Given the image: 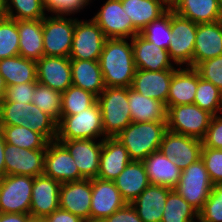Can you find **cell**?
I'll return each mask as SVG.
<instances>
[{"label": "cell", "mask_w": 222, "mask_h": 222, "mask_svg": "<svg viewBox=\"0 0 222 222\" xmlns=\"http://www.w3.org/2000/svg\"><path fill=\"white\" fill-rule=\"evenodd\" d=\"M98 61L105 87H131L136 71L131 39H106Z\"/></svg>", "instance_id": "6da1fadb"}, {"label": "cell", "mask_w": 222, "mask_h": 222, "mask_svg": "<svg viewBox=\"0 0 222 222\" xmlns=\"http://www.w3.org/2000/svg\"><path fill=\"white\" fill-rule=\"evenodd\" d=\"M167 122H131L115 138L119 140L132 161H143L160 149Z\"/></svg>", "instance_id": "7a4b0ae2"}, {"label": "cell", "mask_w": 222, "mask_h": 222, "mask_svg": "<svg viewBox=\"0 0 222 222\" xmlns=\"http://www.w3.org/2000/svg\"><path fill=\"white\" fill-rule=\"evenodd\" d=\"M101 109L103 132L106 137H116L131 122L128 88L105 87L97 97Z\"/></svg>", "instance_id": "3957f363"}, {"label": "cell", "mask_w": 222, "mask_h": 222, "mask_svg": "<svg viewBox=\"0 0 222 222\" xmlns=\"http://www.w3.org/2000/svg\"><path fill=\"white\" fill-rule=\"evenodd\" d=\"M104 139L101 109L96 102L75 115L61 116L56 140ZM102 137V138H101Z\"/></svg>", "instance_id": "277c9868"}, {"label": "cell", "mask_w": 222, "mask_h": 222, "mask_svg": "<svg viewBox=\"0 0 222 222\" xmlns=\"http://www.w3.org/2000/svg\"><path fill=\"white\" fill-rule=\"evenodd\" d=\"M71 14L51 13L43 18V46L45 56L69 57L77 18Z\"/></svg>", "instance_id": "5b68a950"}, {"label": "cell", "mask_w": 222, "mask_h": 222, "mask_svg": "<svg viewBox=\"0 0 222 222\" xmlns=\"http://www.w3.org/2000/svg\"><path fill=\"white\" fill-rule=\"evenodd\" d=\"M212 114L197 105H176L167 109V130L202 140Z\"/></svg>", "instance_id": "8992f818"}, {"label": "cell", "mask_w": 222, "mask_h": 222, "mask_svg": "<svg viewBox=\"0 0 222 222\" xmlns=\"http://www.w3.org/2000/svg\"><path fill=\"white\" fill-rule=\"evenodd\" d=\"M197 25L178 15L171 8V39L168 47L170 59L176 66L193 67V54Z\"/></svg>", "instance_id": "52a82bcc"}, {"label": "cell", "mask_w": 222, "mask_h": 222, "mask_svg": "<svg viewBox=\"0 0 222 222\" xmlns=\"http://www.w3.org/2000/svg\"><path fill=\"white\" fill-rule=\"evenodd\" d=\"M212 187L205 164L200 158L182 171L174 190L199 212L209 198Z\"/></svg>", "instance_id": "ba28073f"}, {"label": "cell", "mask_w": 222, "mask_h": 222, "mask_svg": "<svg viewBox=\"0 0 222 222\" xmlns=\"http://www.w3.org/2000/svg\"><path fill=\"white\" fill-rule=\"evenodd\" d=\"M33 177L5 175L0 178V213L30 214Z\"/></svg>", "instance_id": "9c48e42d"}, {"label": "cell", "mask_w": 222, "mask_h": 222, "mask_svg": "<svg viewBox=\"0 0 222 222\" xmlns=\"http://www.w3.org/2000/svg\"><path fill=\"white\" fill-rule=\"evenodd\" d=\"M106 39L101 28L92 18L89 21L77 18L69 58L99 60Z\"/></svg>", "instance_id": "30bf717a"}, {"label": "cell", "mask_w": 222, "mask_h": 222, "mask_svg": "<svg viewBox=\"0 0 222 222\" xmlns=\"http://www.w3.org/2000/svg\"><path fill=\"white\" fill-rule=\"evenodd\" d=\"M92 19L107 39H131L140 33L123 10L121 0H106Z\"/></svg>", "instance_id": "8fae6325"}, {"label": "cell", "mask_w": 222, "mask_h": 222, "mask_svg": "<svg viewBox=\"0 0 222 222\" xmlns=\"http://www.w3.org/2000/svg\"><path fill=\"white\" fill-rule=\"evenodd\" d=\"M202 140L167 130L160 151L183 171L201 158Z\"/></svg>", "instance_id": "7c38bea8"}, {"label": "cell", "mask_w": 222, "mask_h": 222, "mask_svg": "<svg viewBox=\"0 0 222 222\" xmlns=\"http://www.w3.org/2000/svg\"><path fill=\"white\" fill-rule=\"evenodd\" d=\"M46 149H24L5 144L4 159L6 175L36 177L44 174Z\"/></svg>", "instance_id": "4fadbf2b"}, {"label": "cell", "mask_w": 222, "mask_h": 222, "mask_svg": "<svg viewBox=\"0 0 222 222\" xmlns=\"http://www.w3.org/2000/svg\"><path fill=\"white\" fill-rule=\"evenodd\" d=\"M44 175L61 184L84 179L67 148L57 140L49 141L46 146Z\"/></svg>", "instance_id": "5bb4252c"}, {"label": "cell", "mask_w": 222, "mask_h": 222, "mask_svg": "<svg viewBox=\"0 0 222 222\" xmlns=\"http://www.w3.org/2000/svg\"><path fill=\"white\" fill-rule=\"evenodd\" d=\"M125 204L114 181L92 178L90 222H103Z\"/></svg>", "instance_id": "9a60e30c"}, {"label": "cell", "mask_w": 222, "mask_h": 222, "mask_svg": "<svg viewBox=\"0 0 222 222\" xmlns=\"http://www.w3.org/2000/svg\"><path fill=\"white\" fill-rule=\"evenodd\" d=\"M61 142L71 154L79 174L84 179L96 178L99 170L103 139H73L57 140Z\"/></svg>", "instance_id": "2e32d148"}, {"label": "cell", "mask_w": 222, "mask_h": 222, "mask_svg": "<svg viewBox=\"0 0 222 222\" xmlns=\"http://www.w3.org/2000/svg\"><path fill=\"white\" fill-rule=\"evenodd\" d=\"M37 82L61 93L72 85L69 57L42 56L36 61Z\"/></svg>", "instance_id": "e0dca14e"}, {"label": "cell", "mask_w": 222, "mask_h": 222, "mask_svg": "<svg viewBox=\"0 0 222 222\" xmlns=\"http://www.w3.org/2000/svg\"><path fill=\"white\" fill-rule=\"evenodd\" d=\"M92 179L62 183L60 186V208L90 222Z\"/></svg>", "instance_id": "ac0fdd59"}, {"label": "cell", "mask_w": 222, "mask_h": 222, "mask_svg": "<svg viewBox=\"0 0 222 222\" xmlns=\"http://www.w3.org/2000/svg\"><path fill=\"white\" fill-rule=\"evenodd\" d=\"M60 186V182L44 174L33 178L31 217L46 218L60 207Z\"/></svg>", "instance_id": "d6986e66"}, {"label": "cell", "mask_w": 222, "mask_h": 222, "mask_svg": "<svg viewBox=\"0 0 222 222\" xmlns=\"http://www.w3.org/2000/svg\"><path fill=\"white\" fill-rule=\"evenodd\" d=\"M131 41L136 69L161 71L178 68L172 63L166 49L147 41L140 34L131 38Z\"/></svg>", "instance_id": "ffe728a7"}, {"label": "cell", "mask_w": 222, "mask_h": 222, "mask_svg": "<svg viewBox=\"0 0 222 222\" xmlns=\"http://www.w3.org/2000/svg\"><path fill=\"white\" fill-rule=\"evenodd\" d=\"M175 70L149 71L136 69L130 88L146 98L156 99L166 105L170 82Z\"/></svg>", "instance_id": "44dd1931"}, {"label": "cell", "mask_w": 222, "mask_h": 222, "mask_svg": "<svg viewBox=\"0 0 222 222\" xmlns=\"http://www.w3.org/2000/svg\"><path fill=\"white\" fill-rule=\"evenodd\" d=\"M132 160L124 145L115 137L103 139L97 178L114 181Z\"/></svg>", "instance_id": "7402d4cb"}, {"label": "cell", "mask_w": 222, "mask_h": 222, "mask_svg": "<svg viewBox=\"0 0 222 222\" xmlns=\"http://www.w3.org/2000/svg\"><path fill=\"white\" fill-rule=\"evenodd\" d=\"M222 55V20L197 25L193 67L199 63Z\"/></svg>", "instance_id": "603a6c76"}, {"label": "cell", "mask_w": 222, "mask_h": 222, "mask_svg": "<svg viewBox=\"0 0 222 222\" xmlns=\"http://www.w3.org/2000/svg\"><path fill=\"white\" fill-rule=\"evenodd\" d=\"M198 86V72L194 67H178L173 73L166 108L193 104Z\"/></svg>", "instance_id": "cb8c5ba5"}, {"label": "cell", "mask_w": 222, "mask_h": 222, "mask_svg": "<svg viewBox=\"0 0 222 222\" xmlns=\"http://www.w3.org/2000/svg\"><path fill=\"white\" fill-rule=\"evenodd\" d=\"M171 188L150 184L131 203L142 222H161L166 199Z\"/></svg>", "instance_id": "d4e9b609"}, {"label": "cell", "mask_w": 222, "mask_h": 222, "mask_svg": "<svg viewBox=\"0 0 222 222\" xmlns=\"http://www.w3.org/2000/svg\"><path fill=\"white\" fill-rule=\"evenodd\" d=\"M150 184L174 189L182 171L166 157L160 149L151 153L143 161Z\"/></svg>", "instance_id": "484cf974"}, {"label": "cell", "mask_w": 222, "mask_h": 222, "mask_svg": "<svg viewBox=\"0 0 222 222\" xmlns=\"http://www.w3.org/2000/svg\"><path fill=\"white\" fill-rule=\"evenodd\" d=\"M123 200L131 204L150 185L142 161H131L114 180Z\"/></svg>", "instance_id": "4316f807"}, {"label": "cell", "mask_w": 222, "mask_h": 222, "mask_svg": "<svg viewBox=\"0 0 222 222\" xmlns=\"http://www.w3.org/2000/svg\"><path fill=\"white\" fill-rule=\"evenodd\" d=\"M19 31V55L38 61L44 56L43 19L16 20Z\"/></svg>", "instance_id": "83f0119b"}, {"label": "cell", "mask_w": 222, "mask_h": 222, "mask_svg": "<svg viewBox=\"0 0 222 222\" xmlns=\"http://www.w3.org/2000/svg\"><path fill=\"white\" fill-rule=\"evenodd\" d=\"M70 63L72 85L89 91L98 97L105 89L99 61L70 59Z\"/></svg>", "instance_id": "f1b7e54d"}, {"label": "cell", "mask_w": 222, "mask_h": 222, "mask_svg": "<svg viewBox=\"0 0 222 222\" xmlns=\"http://www.w3.org/2000/svg\"><path fill=\"white\" fill-rule=\"evenodd\" d=\"M128 101L132 122H167V108L164 103L146 98L130 87Z\"/></svg>", "instance_id": "f546056e"}, {"label": "cell", "mask_w": 222, "mask_h": 222, "mask_svg": "<svg viewBox=\"0 0 222 222\" xmlns=\"http://www.w3.org/2000/svg\"><path fill=\"white\" fill-rule=\"evenodd\" d=\"M178 15L196 24L222 20L218 0H179L172 8Z\"/></svg>", "instance_id": "4dcf8cb0"}, {"label": "cell", "mask_w": 222, "mask_h": 222, "mask_svg": "<svg viewBox=\"0 0 222 222\" xmlns=\"http://www.w3.org/2000/svg\"><path fill=\"white\" fill-rule=\"evenodd\" d=\"M121 3L139 32L169 9L161 0H121Z\"/></svg>", "instance_id": "1f68e13d"}, {"label": "cell", "mask_w": 222, "mask_h": 222, "mask_svg": "<svg viewBox=\"0 0 222 222\" xmlns=\"http://www.w3.org/2000/svg\"><path fill=\"white\" fill-rule=\"evenodd\" d=\"M0 74L7 87L27 82H37L36 61L20 55L0 60Z\"/></svg>", "instance_id": "d6a6232c"}, {"label": "cell", "mask_w": 222, "mask_h": 222, "mask_svg": "<svg viewBox=\"0 0 222 222\" xmlns=\"http://www.w3.org/2000/svg\"><path fill=\"white\" fill-rule=\"evenodd\" d=\"M6 143L24 149H46L48 141L29 127L21 125H0Z\"/></svg>", "instance_id": "836d02e7"}, {"label": "cell", "mask_w": 222, "mask_h": 222, "mask_svg": "<svg viewBox=\"0 0 222 222\" xmlns=\"http://www.w3.org/2000/svg\"><path fill=\"white\" fill-rule=\"evenodd\" d=\"M161 222H198V211L172 189L168 193Z\"/></svg>", "instance_id": "e575fe53"}, {"label": "cell", "mask_w": 222, "mask_h": 222, "mask_svg": "<svg viewBox=\"0 0 222 222\" xmlns=\"http://www.w3.org/2000/svg\"><path fill=\"white\" fill-rule=\"evenodd\" d=\"M96 102V95L71 85L62 93L61 116L75 115L93 106Z\"/></svg>", "instance_id": "d590c367"}, {"label": "cell", "mask_w": 222, "mask_h": 222, "mask_svg": "<svg viewBox=\"0 0 222 222\" xmlns=\"http://www.w3.org/2000/svg\"><path fill=\"white\" fill-rule=\"evenodd\" d=\"M144 39L168 50L171 39V8L158 19L147 24L139 33Z\"/></svg>", "instance_id": "8d00e7d4"}, {"label": "cell", "mask_w": 222, "mask_h": 222, "mask_svg": "<svg viewBox=\"0 0 222 222\" xmlns=\"http://www.w3.org/2000/svg\"><path fill=\"white\" fill-rule=\"evenodd\" d=\"M194 104L202 110L208 111L213 116L219 115L222 110V91L212 82L202 79L199 73Z\"/></svg>", "instance_id": "74e56055"}, {"label": "cell", "mask_w": 222, "mask_h": 222, "mask_svg": "<svg viewBox=\"0 0 222 222\" xmlns=\"http://www.w3.org/2000/svg\"><path fill=\"white\" fill-rule=\"evenodd\" d=\"M32 103L51 116L57 123L61 119L62 93L36 82Z\"/></svg>", "instance_id": "f35d334b"}, {"label": "cell", "mask_w": 222, "mask_h": 222, "mask_svg": "<svg viewBox=\"0 0 222 222\" xmlns=\"http://www.w3.org/2000/svg\"><path fill=\"white\" fill-rule=\"evenodd\" d=\"M46 11L43 0H7V17L13 20L43 19Z\"/></svg>", "instance_id": "ab89813d"}, {"label": "cell", "mask_w": 222, "mask_h": 222, "mask_svg": "<svg viewBox=\"0 0 222 222\" xmlns=\"http://www.w3.org/2000/svg\"><path fill=\"white\" fill-rule=\"evenodd\" d=\"M29 128L41 134L48 142L57 138V122L32 102L28 103L27 118Z\"/></svg>", "instance_id": "60d3db41"}, {"label": "cell", "mask_w": 222, "mask_h": 222, "mask_svg": "<svg viewBox=\"0 0 222 222\" xmlns=\"http://www.w3.org/2000/svg\"><path fill=\"white\" fill-rule=\"evenodd\" d=\"M19 55V31L16 20L0 19V60Z\"/></svg>", "instance_id": "b9f144b4"}, {"label": "cell", "mask_w": 222, "mask_h": 222, "mask_svg": "<svg viewBox=\"0 0 222 222\" xmlns=\"http://www.w3.org/2000/svg\"><path fill=\"white\" fill-rule=\"evenodd\" d=\"M198 222H222V184L213 185L209 198L198 212Z\"/></svg>", "instance_id": "7bdbcfd3"}, {"label": "cell", "mask_w": 222, "mask_h": 222, "mask_svg": "<svg viewBox=\"0 0 222 222\" xmlns=\"http://www.w3.org/2000/svg\"><path fill=\"white\" fill-rule=\"evenodd\" d=\"M27 113L28 103L1 102L0 125H21L28 128Z\"/></svg>", "instance_id": "ee69618b"}, {"label": "cell", "mask_w": 222, "mask_h": 222, "mask_svg": "<svg viewBox=\"0 0 222 222\" xmlns=\"http://www.w3.org/2000/svg\"><path fill=\"white\" fill-rule=\"evenodd\" d=\"M201 159L213 185L222 184V150L202 147Z\"/></svg>", "instance_id": "f6af8a7d"}, {"label": "cell", "mask_w": 222, "mask_h": 222, "mask_svg": "<svg viewBox=\"0 0 222 222\" xmlns=\"http://www.w3.org/2000/svg\"><path fill=\"white\" fill-rule=\"evenodd\" d=\"M195 69L200 77L222 91V55L199 63Z\"/></svg>", "instance_id": "bcb514c9"}, {"label": "cell", "mask_w": 222, "mask_h": 222, "mask_svg": "<svg viewBox=\"0 0 222 222\" xmlns=\"http://www.w3.org/2000/svg\"><path fill=\"white\" fill-rule=\"evenodd\" d=\"M36 82H27L6 87L2 102L31 103L35 91Z\"/></svg>", "instance_id": "7dc6e473"}, {"label": "cell", "mask_w": 222, "mask_h": 222, "mask_svg": "<svg viewBox=\"0 0 222 222\" xmlns=\"http://www.w3.org/2000/svg\"><path fill=\"white\" fill-rule=\"evenodd\" d=\"M90 0H43L48 13L74 14L90 5Z\"/></svg>", "instance_id": "c3c4849f"}, {"label": "cell", "mask_w": 222, "mask_h": 222, "mask_svg": "<svg viewBox=\"0 0 222 222\" xmlns=\"http://www.w3.org/2000/svg\"><path fill=\"white\" fill-rule=\"evenodd\" d=\"M202 145L213 149L222 148V114L212 116Z\"/></svg>", "instance_id": "681fc988"}, {"label": "cell", "mask_w": 222, "mask_h": 222, "mask_svg": "<svg viewBox=\"0 0 222 222\" xmlns=\"http://www.w3.org/2000/svg\"><path fill=\"white\" fill-rule=\"evenodd\" d=\"M103 222H142L131 204L126 203L122 208L108 216Z\"/></svg>", "instance_id": "f907efd6"}, {"label": "cell", "mask_w": 222, "mask_h": 222, "mask_svg": "<svg viewBox=\"0 0 222 222\" xmlns=\"http://www.w3.org/2000/svg\"><path fill=\"white\" fill-rule=\"evenodd\" d=\"M48 222H85L79 216H76L62 208H57L46 217Z\"/></svg>", "instance_id": "816d5d0a"}, {"label": "cell", "mask_w": 222, "mask_h": 222, "mask_svg": "<svg viewBox=\"0 0 222 222\" xmlns=\"http://www.w3.org/2000/svg\"><path fill=\"white\" fill-rule=\"evenodd\" d=\"M30 214L0 213V222H29Z\"/></svg>", "instance_id": "f5cc1de1"}, {"label": "cell", "mask_w": 222, "mask_h": 222, "mask_svg": "<svg viewBox=\"0 0 222 222\" xmlns=\"http://www.w3.org/2000/svg\"><path fill=\"white\" fill-rule=\"evenodd\" d=\"M5 138L0 130V178L6 175V166H5V157H4V150H5Z\"/></svg>", "instance_id": "db71d44e"}, {"label": "cell", "mask_w": 222, "mask_h": 222, "mask_svg": "<svg viewBox=\"0 0 222 222\" xmlns=\"http://www.w3.org/2000/svg\"><path fill=\"white\" fill-rule=\"evenodd\" d=\"M7 17V0H0V19Z\"/></svg>", "instance_id": "11a10c76"}, {"label": "cell", "mask_w": 222, "mask_h": 222, "mask_svg": "<svg viewBox=\"0 0 222 222\" xmlns=\"http://www.w3.org/2000/svg\"><path fill=\"white\" fill-rule=\"evenodd\" d=\"M6 87H7L6 82L0 74V103L4 99Z\"/></svg>", "instance_id": "9f6ffc18"}, {"label": "cell", "mask_w": 222, "mask_h": 222, "mask_svg": "<svg viewBox=\"0 0 222 222\" xmlns=\"http://www.w3.org/2000/svg\"><path fill=\"white\" fill-rule=\"evenodd\" d=\"M168 8H173L179 0H161Z\"/></svg>", "instance_id": "6f0895ef"}, {"label": "cell", "mask_w": 222, "mask_h": 222, "mask_svg": "<svg viewBox=\"0 0 222 222\" xmlns=\"http://www.w3.org/2000/svg\"><path fill=\"white\" fill-rule=\"evenodd\" d=\"M29 222H48V221L46 220V218H35V217H31V218L29 219Z\"/></svg>", "instance_id": "680465c9"}, {"label": "cell", "mask_w": 222, "mask_h": 222, "mask_svg": "<svg viewBox=\"0 0 222 222\" xmlns=\"http://www.w3.org/2000/svg\"><path fill=\"white\" fill-rule=\"evenodd\" d=\"M218 5H219V8H220V10L222 12V0H218Z\"/></svg>", "instance_id": "91938a15"}]
</instances>
